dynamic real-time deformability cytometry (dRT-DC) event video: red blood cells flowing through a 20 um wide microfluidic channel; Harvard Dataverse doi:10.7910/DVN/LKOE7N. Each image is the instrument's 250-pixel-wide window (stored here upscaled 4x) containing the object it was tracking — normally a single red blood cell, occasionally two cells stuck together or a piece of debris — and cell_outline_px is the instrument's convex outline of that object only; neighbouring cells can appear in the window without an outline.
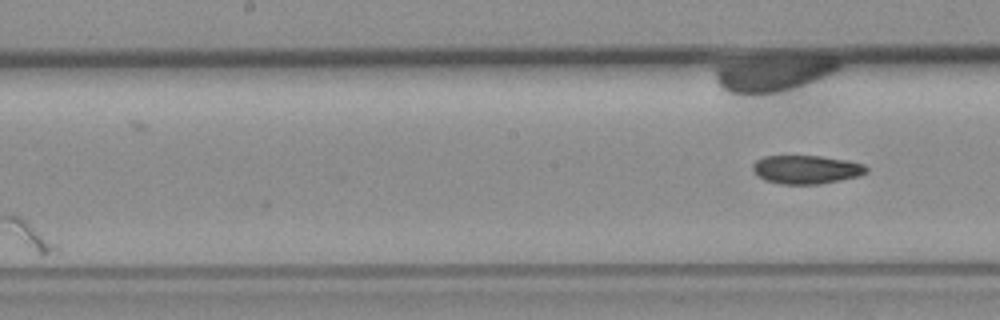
{"species": "common noctule bat (a hibernating species)", "species_latin": "Nyctalus noctula", "temperature_condition": "room temperature", "stored_images_in_passage": 7, "camera_frame_rate_fps": 3000, "um_per_image_px": 0.085, "animal": {"sex": "female", "body_mass_g": 19.3, "forearm_length_mm": 54.1}, "frame": {"image": 1, "passage_image": 7, "time_ms": 6.667, "image_size_px": [1000, 320], "cell_outline_px": [[868, 172], [860, 176], [820, 184], [780, 184], [764, 180], [756, 176], [752, 172], [752, 164], [756, 160], [764, 156], [820, 156], [848, 160], [864, 164], [868, 168]], "centroid_in_image_um": [68.52, 14.41], "position_along_channel_um": 179.7, "area_um2": 19.19}}